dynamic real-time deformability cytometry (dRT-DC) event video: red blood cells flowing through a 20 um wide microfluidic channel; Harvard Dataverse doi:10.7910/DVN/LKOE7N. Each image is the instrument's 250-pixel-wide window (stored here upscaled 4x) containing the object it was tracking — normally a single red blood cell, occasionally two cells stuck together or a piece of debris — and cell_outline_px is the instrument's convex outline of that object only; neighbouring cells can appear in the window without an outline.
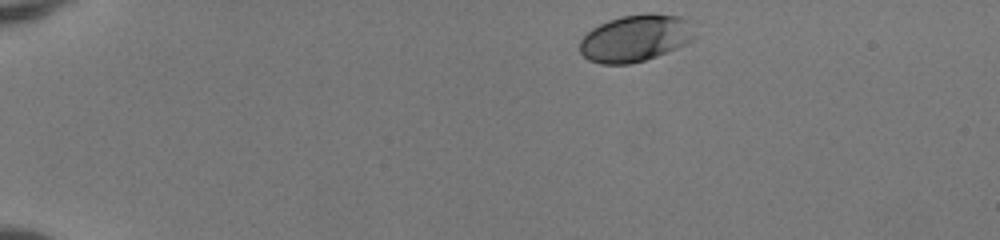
{"species": "human", "species_latin": "Homo sapiens", "temperature_condition": "room temperature", "stored_images_in_passage": 43, "camera_frame_rate_fps": 3000, "um_per_image_px": 0.085, "donor": {"sex": "female"}, "frame": {"image": 1, "passage_image": 1, "time_ms": 0.0, "image_size_px": [1000, 240], "cell_outline_px": [[696, 36], [688, 44], [656, 56], [644, 60], [628, 64], [600, 64], [588, 60], [580, 52], [580, 40], [592, 28], [608, 20], [620, 16], [644, 12], [652, 12], [680, 16], [688, 20]], "centroid_in_image_um": [54.03, 3.23], "position_along_channel_um": 31.0, "area_um2": 31.73}}
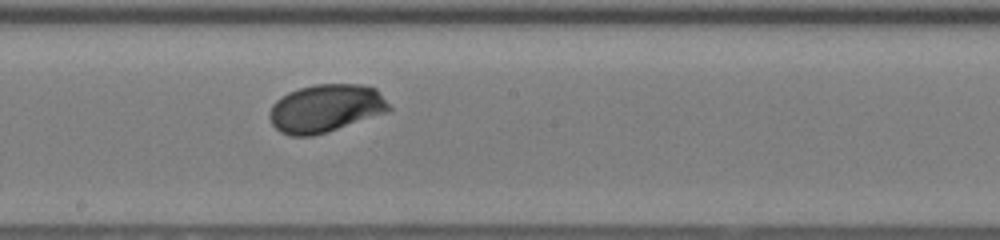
{"frame": {"image": 2, "passage_image": 22, "time_ms": 7.0, "image_size_px": [1000, 240], "cell_outline_px": [[392, 108], [388, 112], [328, 132], [312, 136], [292, 136], [280, 132], [272, 124], [268, 116], [272, 104], [276, 100], [288, 92], [300, 88], [316, 84], [360, 84], [376, 88]], "centroid_in_image_um": [27.68, 9.21], "position_along_channel_um": 220.5, "area_um2": 33.52}}
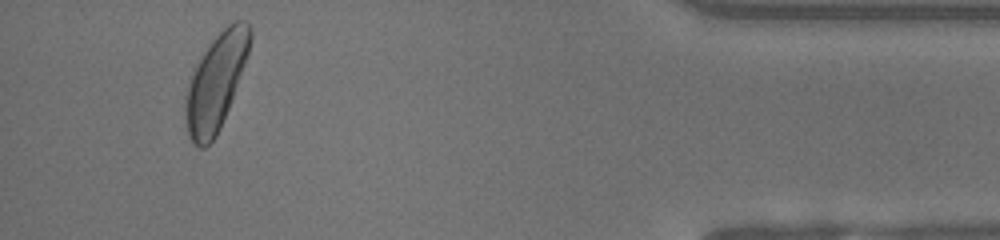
{"frame": {"image": 3, "passage_image": 40, "time_ms": 13.0, "image_size_px": [1000, 240], "cell_outline_px": [[252, 40], [248, 56], [232, 100], [220, 128], [216, 136], [204, 148], [200, 148], [188, 136], [184, 124], [184, 96], [188, 84], [204, 52], [212, 40], [228, 24], [236, 20], [244, 20], [252, 28]], "centroid_in_image_um": [18.36, 6.99], "position_along_channel_um": 416.8, "area_um2": 36.13}, "authors_computed_cell_mechanics": {"area_um2": 32.368, "velocity_mm_per_s": 4.079, "shape_relaxation_time_tau1_ms": 1.4884, "shape_relaxation_time_tau2_ms": null, "deformation_change_tau1": 0.0993, "deformation_change_tau2": null}}